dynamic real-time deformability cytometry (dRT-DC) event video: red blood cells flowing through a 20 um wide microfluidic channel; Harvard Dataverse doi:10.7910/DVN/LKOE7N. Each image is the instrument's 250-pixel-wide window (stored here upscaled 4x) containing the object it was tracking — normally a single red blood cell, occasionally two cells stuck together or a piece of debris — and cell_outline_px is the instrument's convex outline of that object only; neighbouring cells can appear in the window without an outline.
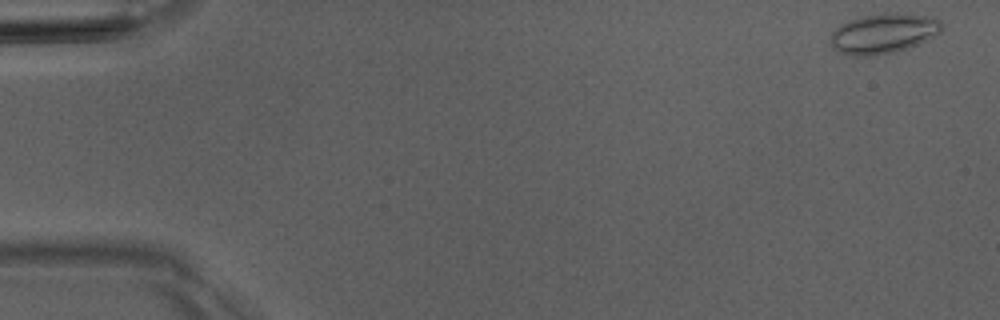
{"species": "Egyptian fruit bat (a non-hibernating species)", "species_latin": "Rousettus aegyptiacus", "temperature_condition": "room temperature", "stored_images_in_passage": 5, "camera_frame_rate_fps": 3000, "um_per_image_px": 0.085, "animal": {"sex": "male"}, "frame": {"image": 1, "passage_image": 1, "time_ms": 0.0, "image_size_px": [1000, 320], "cell_outline_px": [[944, 24], [940, 32], [928, 40], [892, 52], [868, 56], [856, 56], [840, 52], [832, 48], [832, 32], [840, 24], [856, 16], [888, 12], [896, 12], [932, 16], [940, 20]], "centroid_in_image_um": [75.11, 2.8], "position_along_channel_um": 9.9, "area_um2": 26.07}}